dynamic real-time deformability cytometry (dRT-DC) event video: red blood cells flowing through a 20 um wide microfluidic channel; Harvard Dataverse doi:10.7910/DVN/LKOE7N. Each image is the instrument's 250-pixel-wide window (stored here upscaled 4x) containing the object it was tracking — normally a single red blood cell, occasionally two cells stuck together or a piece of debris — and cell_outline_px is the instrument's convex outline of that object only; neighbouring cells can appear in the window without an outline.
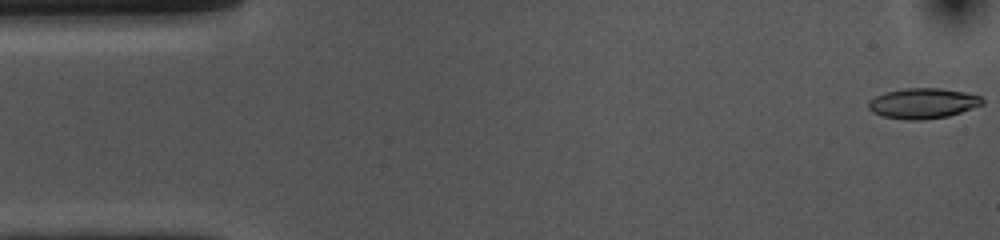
{"species": "common noctule bat (a hibernating species)", "species_latin": "Nyctalus noctula", "temperature_condition": "cold", "stored_images_in_passage": 53, "camera_frame_rate_fps": 3000, "um_per_image_px": 0.085, "animal": {"sex": "female", "body_mass_g": 10.0, "forearm_length_mm": 53.1}, "frame": {"image": 1, "passage_image": 1, "time_ms": 0.0, "image_size_px": [1000, 240], "cell_outline_px": [[984, 104], [948, 116], [920, 120], [908, 120], [884, 116], [872, 112], [868, 108], [868, 100], [884, 92], [904, 88], [940, 88], [964, 92], [980, 96], [984, 100]], "centroid_in_image_um": [78.43, 8.77], "position_along_channel_um": 6.6, "area_um2": 20.11}}
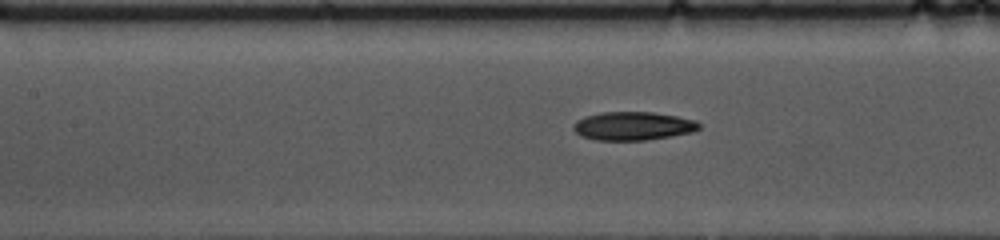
{"frame": {"image": 2, "passage_image": 22, "time_ms": 7.0, "image_size_px": [1000, 240], "cell_outline_px": [[700, 128], [692, 132], [672, 136], [644, 140], [596, 140], [580, 136], [572, 128], [572, 124], [576, 120], [584, 116], [600, 112], [652, 112], [676, 116], [696, 120], [700, 124]], "centroid_in_image_um": [53.77, 10.7], "position_along_channel_um": 153.6, "area_um2": 20.98}}
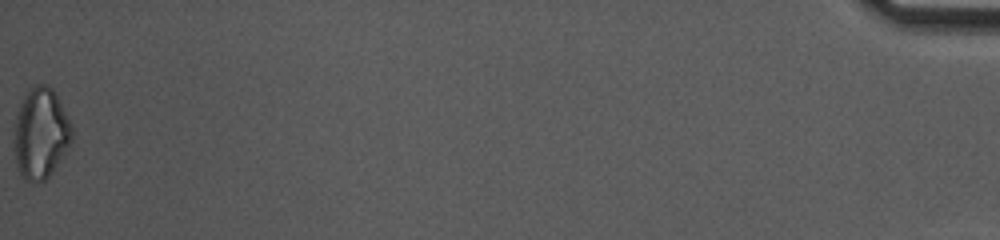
{"frame": {"image": 3, "passage_image": 53, "time_ms": 17.333, "image_size_px": [1000, 240], "cell_outline_px": [[72, 140], [52, 172], [44, 180], [32, 184], [24, 180], [20, 172], [16, 160], [12, 140], [16, 116], [20, 104], [24, 96], [36, 84], [48, 84], [52, 88], [72, 124]], "centroid_in_image_um": [3.44, 11.35], "position_along_channel_um": 431.8, "area_um2": 30.58}, "authors_computed_cell_mechanics": {"area_um2": 20.7502, "velocity_mm_per_s": 3.73, "shape_relaxation_time_tau1_ms": 5.8574, "shape_relaxation_time_tau2_ms": 4.3618, "deformation_change_tau1": 0.1646, "deformation_change_tau2": 0.1375}}